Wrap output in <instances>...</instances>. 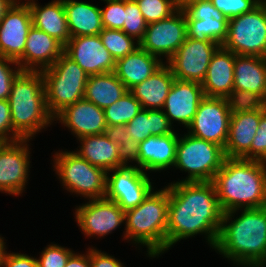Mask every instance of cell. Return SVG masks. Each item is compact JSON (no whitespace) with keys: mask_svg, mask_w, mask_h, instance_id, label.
<instances>
[{"mask_svg":"<svg viewBox=\"0 0 266 267\" xmlns=\"http://www.w3.org/2000/svg\"><path fill=\"white\" fill-rule=\"evenodd\" d=\"M138 47L134 52L116 61L114 73L128 91L150 77L164 62Z\"/></svg>","mask_w":266,"mask_h":267,"instance_id":"26","label":"cell"},{"mask_svg":"<svg viewBox=\"0 0 266 267\" xmlns=\"http://www.w3.org/2000/svg\"><path fill=\"white\" fill-rule=\"evenodd\" d=\"M13 4H15L14 0H0V22Z\"/></svg>","mask_w":266,"mask_h":267,"instance_id":"48","label":"cell"},{"mask_svg":"<svg viewBox=\"0 0 266 267\" xmlns=\"http://www.w3.org/2000/svg\"><path fill=\"white\" fill-rule=\"evenodd\" d=\"M33 26L27 3H15L0 22V57L17 61L24 52L29 30Z\"/></svg>","mask_w":266,"mask_h":267,"instance_id":"19","label":"cell"},{"mask_svg":"<svg viewBox=\"0 0 266 267\" xmlns=\"http://www.w3.org/2000/svg\"><path fill=\"white\" fill-rule=\"evenodd\" d=\"M2 267H38L37 258L21 253H6Z\"/></svg>","mask_w":266,"mask_h":267,"instance_id":"46","label":"cell"},{"mask_svg":"<svg viewBox=\"0 0 266 267\" xmlns=\"http://www.w3.org/2000/svg\"><path fill=\"white\" fill-rule=\"evenodd\" d=\"M142 110L140 102L127 91L119 100L104 109L107 125H126Z\"/></svg>","mask_w":266,"mask_h":267,"instance_id":"33","label":"cell"},{"mask_svg":"<svg viewBox=\"0 0 266 267\" xmlns=\"http://www.w3.org/2000/svg\"><path fill=\"white\" fill-rule=\"evenodd\" d=\"M266 93V58L236 55L234 62L233 101L260 103Z\"/></svg>","mask_w":266,"mask_h":267,"instance_id":"15","label":"cell"},{"mask_svg":"<svg viewBox=\"0 0 266 267\" xmlns=\"http://www.w3.org/2000/svg\"><path fill=\"white\" fill-rule=\"evenodd\" d=\"M236 55L266 58V6L228 19L227 38L221 45Z\"/></svg>","mask_w":266,"mask_h":267,"instance_id":"9","label":"cell"},{"mask_svg":"<svg viewBox=\"0 0 266 267\" xmlns=\"http://www.w3.org/2000/svg\"><path fill=\"white\" fill-rule=\"evenodd\" d=\"M235 56L236 54L222 46L216 50L201 83L205 96L228 98L233 101Z\"/></svg>","mask_w":266,"mask_h":267,"instance_id":"24","label":"cell"},{"mask_svg":"<svg viewBox=\"0 0 266 267\" xmlns=\"http://www.w3.org/2000/svg\"><path fill=\"white\" fill-rule=\"evenodd\" d=\"M147 24L170 17L179 8L175 0H135Z\"/></svg>","mask_w":266,"mask_h":267,"instance_id":"35","label":"cell"},{"mask_svg":"<svg viewBox=\"0 0 266 267\" xmlns=\"http://www.w3.org/2000/svg\"><path fill=\"white\" fill-rule=\"evenodd\" d=\"M187 37L200 41H213L222 45L227 38L228 21L215 18L186 19Z\"/></svg>","mask_w":266,"mask_h":267,"instance_id":"32","label":"cell"},{"mask_svg":"<svg viewBox=\"0 0 266 267\" xmlns=\"http://www.w3.org/2000/svg\"><path fill=\"white\" fill-rule=\"evenodd\" d=\"M204 97L200 83L175 79L164 102L163 112L171 124L175 120L187 128Z\"/></svg>","mask_w":266,"mask_h":267,"instance_id":"22","label":"cell"},{"mask_svg":"<svg viewBox=\"0 0 266 267\" xmlns=\"http://www.w3.org/2000/svg\"><path fill=\"white\" fill-rule=\"evenodd\" d=\"M105 8H100L103 28L122 30L125 17V0H102Z\"/></svg>","mask_w":266,"mask_h":267,"instance_id":"37","label":"cell"},{"mask_svg":"<svg viewBox=\"0 0 266 267\" xmlns=\"http://www.w3.org/2000/svg\"><path fill=\"white\" fill-rule=\"evenodd\" d=\"M54 170L67 191L88 200L105 198L107 171L90 164L75 151L55 153Z\"/></svg>","mask_w":266,"mask_h":267,"instance_id":"8","label":"cell"},{"mask_svg":"<svg viewBox=\"0 0 266 267\" xmlns=\"http://www.w3.org/2000/svg\"><path fill=\"white\" fill-rule=\"evenodd\" d=\"M41 74L47 108L53 117L84 98L89 75L65 53L51 67L42 70Z\"/></svg>","mask_w":266,"mask_h":267,"instance_id":"6","label":"cell"},{"mask_svg":"<svg viewBox=\"0 0 266 267\" xmlns=\"http://www.w3.org/2000/svg\"><path fill=\"white\" fill-rule=\"evenodd\" d=\"M65 267H90V249L87 251V254H77L73 253Z\"/></svg>","mask_w":266,"mask_h":267,"instance_id":"47","label":"cell"},{"mask_svg":"<svg viewBox=\"0 0 266 267\" xmlns=\"http://www.w3.org/2000/svg\"><path fill=\"white\" fill-rule=\"evenodd\" d=\"M187 37V22L185 13L178 9L170 17L147 24L145 35L139 42L140 47L149 54L167 61L175 54Z\"/></svg>","mask_w":266,"mask_h":267,"instance_id":"14","label":"cell"},{"mask_svg":"<svg viewBox=\"0 0 266 267\" xmlns=\"http://www.w3.org/2000/svg\"><path fill=\"white\" fill-rule=\"evenodd\" d=\"M128 89L113 72L90 75L88 77L84 99L105 109L119 100Z\"/></svg>","mask_w":266,"mask_h":267,"instance_id":"30","label":"cell"},{"mask_svg":"<svg viewBox=\"0 0 266 267\" xmlns=\"http://www.w3.org/2000/svg\"><path fill=\"white\" fill-rule=\"evenodd\" d=\"M64 53L89 76L113 72L116 61L97 35L71 37L64 45Z\"/></svg>","mask_w":266,"mask_h":267,"instance_id":"18","label":"cell"},{"mask_svg":"<svg viewBox=\"0 0 266 267\" xmlns=\"http://www.w3.org/2000/svg\"><path fill=\"white\" fill-rule=\"evenodd\" d=\"M75 209L77 225L88 237H104L125 221V211L107 198L90 199Z\"/></svg>","mask_w":266,"mask_h":267,"instance_id":"17","label":"cell"},{"mask_svg":"<svg viewBox=\"0 0 266 267\" xmlns=\"http://www.w3.org/2000/svg\"><path fill=\"white\" fill-rule=\"evenodd\" d=\"M25 3L31 10L32 23L35 28L56 38L63 45L70 40L63 0H54L43 7L35 0H28Z\"/></svg>","mask_w":266,"mask_h":267,"instance_id":"28","label":"cell"},{"mask_svg":"<svg viewBox=\"0 0 266 267\" xmlns=\"http://www.w3.org/2000/svg\"><path fill=\"white\" fill-rule=\"evenodd\" d=\"M236 211L223 213L215 251L238 266L265 267L266 206L241 209V215L231 220Z\"/></svg>","mask_w":266,"mask_h":267,"instance_id":"2","label":"cell"},{"mask_svg":"<svg viewBox=\"0 0 266 267\" xmlns=\"http://www.w3.org/2000/svg\"><path fill=\"white\" fill-rule=\"evenodd\" d=\"M260 3H264L266 0H257Z\"/></svg>","mask_w":266,"mask_h":267,"instance_id":"52","label":"cell"},{"mask_svg":"<svg viewBox=\"0 0 266 267\" xmlns=\"http://www.w3.org/2000/svg\"><path fill=\"white\" fill-rule=\"evenodd\" d=\"M266 158V109L261 105V118L250 148V160L263 161Z\"/></svg>","mask_w":266,"mask_h":267,"instance_id":"42","label":"cell"},{"mask_svg":"<svg viewBox=\"0 0 266 267\" xmlns=\"http://www.w3.org/2000/svg\"><path fill=\"white\" fill-rule=\"evenodd\" d=\"M5 242H4V239L0 236V267H2V265H3V261H4V257H5V255H6V251H5V249H7V248H5Z\"/></svg>","mask_w":266,"mask_h":267,"instance_id":"49","label":"cell"},{"mask_svg":"<svg viewBox=\"0 0 266 267\" xmlns=\"http://www.w3.org/2000/svg\"><path fill=\"white\" fill-rule=\"evenodd\" d=\"M99 36L103 45L111 53L115 61L140 47L139 42H134L136 40L135 38L128 36L122 30L103 28Z\"/></svg>","mask_w":266,"mask_h":267,"instance_id":"34","label":"cell"},{"mask_svg":"<svg viewBox=\"0 0 266 267\" xmlns=\"http://www.w3.org/2000/svg\"><path fill=\"white\" fill-rule=\"evenodd\" d=\"M56 119L78 139L103 134L107 126L104 109L84 98L64 108L54 117Z\"/></svg>","mask_w":266,"mask_h":267,"instance_id":"23","label":"cell"},{"mask_svg":"<svg viewBox=\"0 0 266 267\" xmlns=\"http://www.w3.org/2000/svg\"><path fill=\"white\" fill-rule=\"evenodd\" d=\"M168 206L169 190L165 186L151 191L137 207L125 211L124 238L146 246L149 257L166 251Z\"/></svg>","mask_w":266,"mask_h":267,"instance_id":"5","label":"cell"},{"mask_svg":"<svg viewBox=\"0 0 266 267\" xmlns=\"http://www.w3.org/2000/svg\"><path fill=\"white\" fill-rule=\"evenodd\" d=\"M147 28V23L135 0H125V17L122 31L140 42Z\"/></svg>","mask_w":266,"mask_h":267,"instance_id":"36","label":"cell"},{"mask_svg":"<svg viewBox=\"0 0 266 267\" xmlns=\"http://www.w3.org/2000/svg\"><path fill=\"white\" fill-rule=\"evenodd\" d=\"M78 140L82 146L76 153L92 165L109 171L124 167L129 163V156L104 133L88 135Z\"/></svg>","mask_w":266,"mask_h":267,"instance_id":"25","label":"cell"},{"mask_svg":"<svg viewBox=\"0 0 266 267\" xmlns=\"http://www.w3.org/2000/svg\"><path fill=\"white\" fill-rule=\"evenodd\" d=\"M261 118L260 103H235L224 148L227 158L250 160V148Z\"/></svg>","mask_w":266,"mask_h":267,"instance_id":"13","label":"cell"},{"mask_svg":"<svg viewBox=\"0 0 266 267\" xmlns=\"http://www.w3.org/2000/svg\"><path fill=\"white\" fill-rule=\"evenodd\" d=\"M224 149L188 133L178 137L174 166L188 171L180 182H211L225 160Z\"/></svg>","mask_w":266,"mask_h":267,"instance_id":"7","label":"cell"},{"mask_svg":"<svg viewBox=\"0 0 266 267\" xmlns=\"http://www.w3.org/2000/svg\"><path fill=\"white\" fill-rule=\"evenodd\" d=\"M126 130L135 145L150 136H164L175 132L162 109H142L126 124Z\"/></svg>","mask_w":266,"mask_h":267,"instance_id":"31","label":"cell"},{"mask_svg":"<svg viewBox=\"0 0 266 267\" xmlns=\"http://www.w3.org/2000/svg\"><path fill=\"white\" fill-rule=\"evenodd\" d=\"M260 104L266 109V93H265L263 100L260 102Z\"/></svg>","mask_w":266,"mask_h":267,"instance_id":"51","label":"cell"},{"mask_svg":"<svg viewBox=\"0 0 266 267\" xmlns=\"http://www.w3.org/2000/svg\"><path fill=\"white\" fill-rule=\"evenodd\" d=\"M64 53V45L34 26L29 30L23 55L16 61L22 71H42Z\"/></svg>","mask_w":266,"mask_h":267,"instance_id":"21","label":"cell"},{"mask_svg":"<svg viewBox=\"0 0 266 267\" xmlns=\"http://www.w3.org/2000/svg\"><path fill=\"white\" fill-rule=\"evenodd\" d=\"M73 252L68 248L51 243L45 247L37 259L38 267H65Z\"/></svg>","mask_w":266,"mask_h":267,"instance_id":"39","label":"cell"},{"mask_svg":"<svg viewBox=\"0 0 266 267\" xmlns=\"http://www.w3.org/2000/svg\"><path fill=\"white\" fill-rule=\"evenodd\" d=\"M213 41H200L186 37L175 54L166 63L175 79L202 83L213 54L220 47Z\"/></svg>","mask_w":266,"mask_h":267,"instance_id":"12","label":"cell"},{"mask_svg":"<svg viewBox=\"0 0 266 267\" xmlns=\"http://www.w3.org/2000/svg\"><path fill=\"white\" fill-rule=\"evenodd\" d=\"M169 190L166 251L181 239L205 234L214 248L223 211L220 207L214 183L174 182Z\"/></svg>","mask_w":266,"mask_h":267,"instance_id":"1","label":"cell"},{"mask_svg":"<svg viewBox=\"0 0 266 267\" xmlns=\"http://www.w3.org/2000/svg\"><path fill=\"white\" fill-rule=\"evenodd\" d=\"M175 1L178 5V8L182 9L185 5L198 0H175Z\"/></svg>","mask_w":266,"mask_h":267,"instance_id":"50","label":"cell"},{"mask_svg":"<svg viewBox=\"0 0 266 267\" xmlns=\"http://www.w3.org/2000/svg\"><path fill=\"white\" fill-rule=\"evenodd\" d=\"M262 163L266 166V158L262 161Z\"/></svg>","mask_w":266,"mask_h":267,"instance_id":"53","label":"cell"},{"mask_svg":"<svg viewBox=\"0 0 266 267\" xmlns=\"http://www.w3.org/2000/svg\"><path fill=\"white\" fill-rule=\"evenodd\" d=\"M127 164L107 171L105 198L116 202L124 211L137 207L153 190L146 172Z\"/></svg>","mask_w":266,"mask_h":267,"instance_id":"11","label":"cell"},{"mask_svg":"<svg viewBox=\"0 0 266 267\" xmlns=\"http://www.w3.org/2000/svg\"><path fill=\"white\" fill-rule=\"evenodd\" d=\"M20 139L23 138L12 127L8 99L0 100V143H9Z\"/></svg>","mask_w":266,"mask_h":267,"instance_id":"43","label":"cell"},{"mask_svg":"<svg viewBox=\"0 0 266 267\" xmlns=\"http://www.w3.org/2000/svg\"><path fill=\"white\" fill-rule=\"evenodd\" d=\"M234 104L235 102L228 98L205 96L187 127L188 134L213 142L224 149Z\"/></svg>","mask_w":266,"mask_h":267,"instance_id":"10","label":"cell"},{"mask_svg":"<svg viewBox=\"0 0 266 267\" xmlns=\"http://www.w3.org/2000/svg\"><path fill=\"white\" fill-rule=\"evenodd\" d=\"M182 10L186 19L202 20L213 17L217 21H228V18L217 10L210 0H198L185 5Z\"/></svg>","mask_w":266,"mask_h":267,"instance_id":"38","label":"cell"},{"mask_svg":"<svg viewBox=\"0 0 266 267\" xmlns=\"http://www.w3.org/2000/svg\"><path fill=\"white\" fill-rule=\"evenodd\" d=\"M90 267H125L121 261L96 248H90Z\"/></svg>","mask_w":266,"mask_h":267,"instance_id":"45","label":"cell"},{"mask_svg":"<svg viewBox=\"0 0 266 267\" xmlns=\"http://www.w3.org/2000/svg\"><path fill=\"white\" fill-rule=\"evenodd\" d=\"M178 134L164 136H150L139 142L129 156L130 162H136V167L145 172L161 171L174 166Z\"/></svg>","mask_w":266,"mask_h":267,"instance_id":"20","label":"cell"},{"mask_svg":"<svg viewBox=\"0 0 266 267\" xmlns=\"http://www.w3.org/2000/svg\"><path fill=\"white\" fill-rule=\"evenodd\" d=\"M71 37L97 35L103 30L100 7L90 3L63 0Z\"/></svg>","mask_w":266,"mask_h":267,"instance_id":"29","label":"cell"},{"mask_svg":"<svg viewBox=\"0 0 266 267\" xmlns=\"http://www.w3.org/2000/svg\"><path fill=\"white\" fill-rule=\"evenodd\" d=\"M212 182L223 213L266 206V166L262 161L226 157Z\"/></svg>","mask_w":266,"mask_h":267,"instance_id":"3","label":"cell"},{"mask_svg":"<svg viewBox=\"0 0 266 267\" xmlns=\"http://www.w3.org/2000/svg\"><path fill=\"white\" fill-rule=\"evenodd\" d=\"M174 80L170 66L164 63L150 77L132 87L129 92L140 102L142 109H163Z\"/></svg>","mask_w":266,"mask_h":267,"instance_id":"27","label":"cell"},{"mask_svg":"<svg viewBox=\"0 0 266 267\" xmlns=\"http://www.w3.org/2000/svg\"><path fill=\"white\" fill-rule=\"evenodd\" d=\"M126 131V125H107L104 134L130 156L136 145Z\"/></svg>","mask_w":266,"mask_h":267,"instance_id":"44","label":"cell"},{"mask_svg":"<svg viewBox=\"0 0 266 267\" xmlns=\"http://www.w3.org/2000/svg\"><path fill=\"white\" fill-rule=\"evenodd\" d=\"M213 6L228 19L245 14L257 7V0H210Z\"/></svg>","mask_w":266,"mask_h":267,"instance_id":"40","label":"cell"},{"mask_svg":"<svg viewBox=\"0 0 266 267\" xmlns=\"http://www.w3.org/2000/svg\"><path fill=\"white\" fill-rule=\"evenodd\" d=\"M29 140L0 143L1 192L18 196L23 193L30 172Z\"/></svg>","mask_w":266,"mask_h":267,"instance_id":"16","label":"cell"},{"mask_svg":"<svg viewBox=\"0 0 266 267\" xmlns=\"http://www.w3.org/2000/svg\"><path fill=\"white\" fill-rule=\"evenodd\" d=\"M9 64L17 67L15 69L10 68ZM21 71L16 61L0 57V100H7L9 98L12 82Z\"/></svg>","mask_w":266,"mask_h":267,"instance_id":"41","label":"cell"},{"mask_svg":"<svg viewBox=\"0 0 266 267\" xmlns=\"http://www.w3.org/2000/svg\"><path fill=\"white\" fill-rule=\"evenodd\" d=\"M8 101L12 127L23 139H32L54 122L47 108L41 71H21L12 82Z\"/></svg>","mask_w":266,"mask_h":267,"instance_id":"4","label":"cell"}]
</instances>
